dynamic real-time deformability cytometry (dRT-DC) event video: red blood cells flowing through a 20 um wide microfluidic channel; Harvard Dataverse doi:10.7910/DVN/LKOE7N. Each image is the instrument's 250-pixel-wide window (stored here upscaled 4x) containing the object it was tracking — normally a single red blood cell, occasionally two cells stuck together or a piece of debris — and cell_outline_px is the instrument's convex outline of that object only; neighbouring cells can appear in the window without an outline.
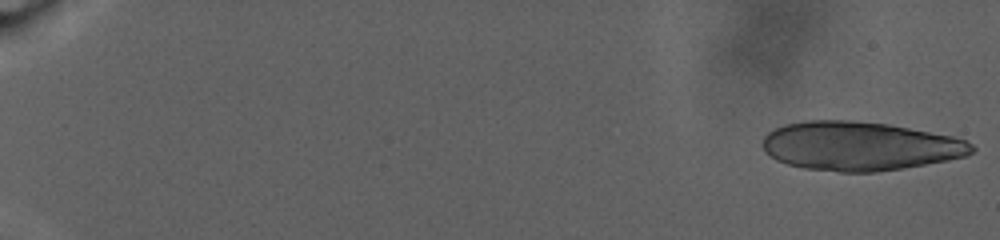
{"species": "human", "species_latin": "Homo sapiens", "temperature_condition": "warm", "stored_images_in_passage": 35, "camera_frame_rate_fps": 3000, "um_per_image_px": 0.085, "donor": {"sex": "male"}, "frame": {"image": 1, "passage_image": 1, "time_ms": 0.0, "image_size_px": [1000, 240], "cell_outline_px": [[976, 148], [972, 152], [964, 156], [948, 160], [876, 172], [840, 172], [804, 168], [788, 164], [776, 160], [764, 152], [760, 144], [764, 136], [768, 132], [784, 124], [808, 120], [852, 120], [888, 124], [952, 136], [964, 140], [972, 144]], "centroid_in_image_um": [73.02, 12.41], "position_along_channel_um": 12.0, "area_um2": 59.59}}
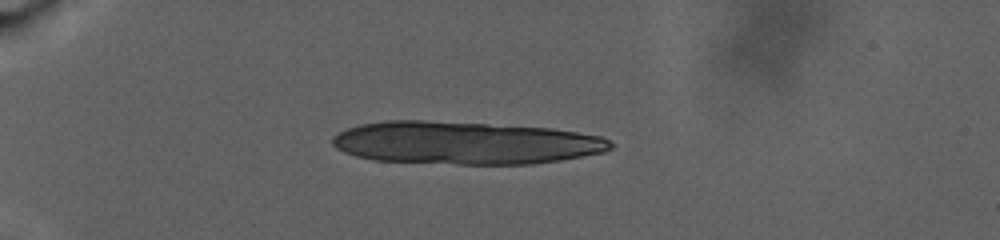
{"frame": {"image": 2, "passage_image": 25, "time_ms": 8.0, "image_size_px": [1000, 240], "cell_outline_px": [[616, 144], [612, 148], [604, 152], [560, 160], [532, 164], [456, 164], [376, 160], [356, 156], [344, 152], [336, 148], [332, 144], [332, 136], [348, 128], [360, 124], [384, 120], [428, 120], [552, 128], [600, 136]], "centroid_in_image_um": [39.53, 12.14], "position_along_channel_um": 45.5, "area_um2": 69.48}}